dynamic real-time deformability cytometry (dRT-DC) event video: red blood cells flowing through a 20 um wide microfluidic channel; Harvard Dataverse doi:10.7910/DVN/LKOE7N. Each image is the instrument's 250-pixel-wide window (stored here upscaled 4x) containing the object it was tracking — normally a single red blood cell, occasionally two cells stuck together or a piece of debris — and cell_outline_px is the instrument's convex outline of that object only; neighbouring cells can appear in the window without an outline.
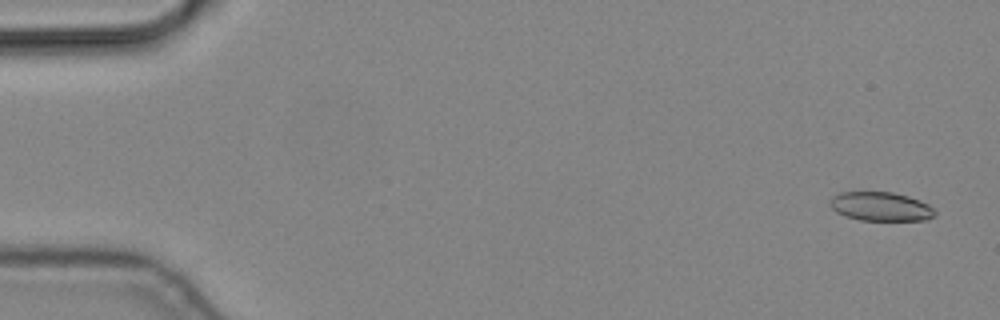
{"species": "common noctule bat (a hibernating species)", "species_latin": "Nyctalus noctula", "temperature_condition": "cold", "stored_images_in_passage": 2, "camera_frame_rate_fps": 3000, "um_per_image_px": 0.085, "animal": {"sex": "male", "body_mass_g": 19.2, "forearm_length_mm": 51.8}, "frame": {"image": 1, "passage_image": 1, "time_ms": 0.0, "image_size_px": [1000, 320], "cell_outline_px": [[936, 216], [924, 220], [860, 220], [844, 216], [836, 212], [832, 208], [832, 196], [840, 192], [892, 192], [908, 196], [920, 200], [928, 204], [936, 212]], "centroid_in_image_um": [74.88, 17.55], "position_along_channel_um": 10.1, "area_um2": 17.63}}